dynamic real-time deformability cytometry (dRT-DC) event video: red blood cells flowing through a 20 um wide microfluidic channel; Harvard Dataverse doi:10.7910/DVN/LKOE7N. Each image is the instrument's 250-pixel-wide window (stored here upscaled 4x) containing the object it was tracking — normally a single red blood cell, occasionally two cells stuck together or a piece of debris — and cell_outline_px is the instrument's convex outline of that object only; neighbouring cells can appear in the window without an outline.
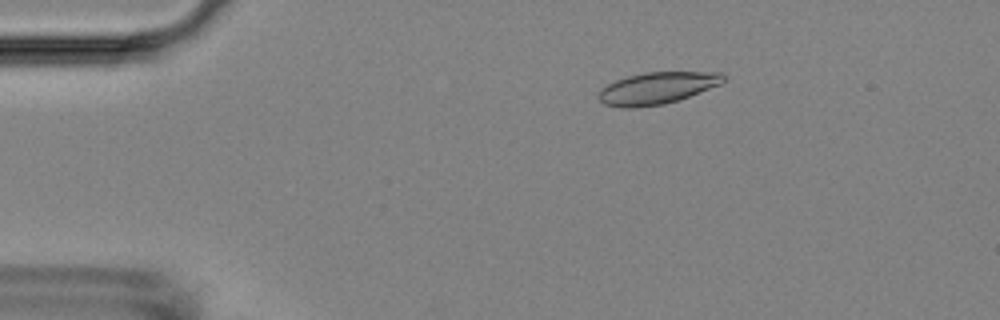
{"species": "Egyptian fruit bat (a non-hibernating species)", "species_latin": "Rousettus aegyptiacus", "temperature_condition": "room temperature", "stored_images_in_passage": 49, "camera_frame_rate_fps": 3000, "um_per_image_px": 0.085, "animal": {"sex": "female"}, "frame": {"image": 1, "passage_image": 5, "time_ms": 1.333, "image_size_px": [1000, 320], "cell_outline_px": [[724, 80], [720, 84], [680, 100], [664, 104], [636, 108], [620, 108], [604, 104], [596, 96], [600, 88], [616, 80], [628, 76], [644, 72], [724, 72]], "centroid_in_image_um": [55.82, 7.5], "position_along_channel_um": 29.2, "area_um2": 23.41}}
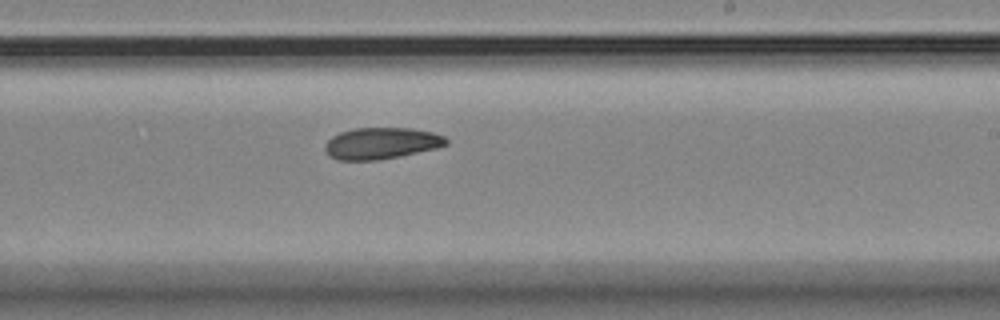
{"frame": {"image": 2, "passage_image": 28, "time_ms": 9.0, "image_size_px": [1000, 320], "cell_outline_px": [[448, 144], [436, 148], [376, 160], [336, 160], [328, 156], [324, 148], [324, 144], [332, 136], [340, 132], [352, 128], [412, 128], [432, 132], [444, 136], [448, 140]], "centroid_in_image_um": [32.36, 12.17], "position_along_channel_um": 256.6, "area_um2": 22.2}}
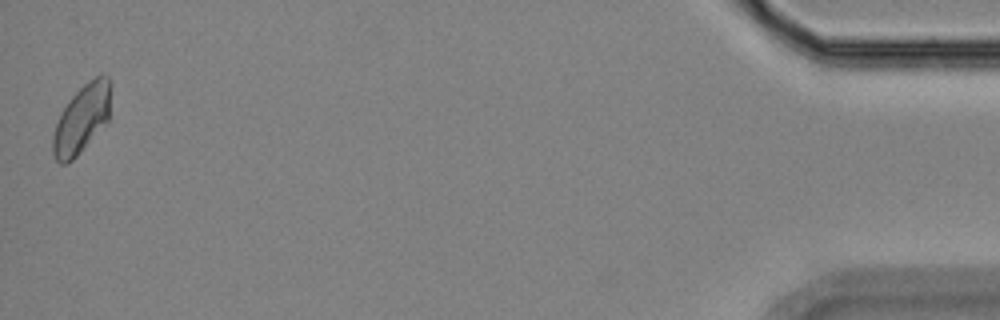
{"frame": {"image": 3, "passage_image": 49, "time_ms": 16.0, "image_size_px": [1000, 320], "cell_outline_px": [[112, 88], [108, 120], [76, 156], [68, 164], [60, 164], [56, 160], [52, 152], [52, 136], [60, 112], [68, 100], [88, 80], [104, 72], [108, 76], [112, 84]], "centroid_in_image_um": [6.95, 10.05], "position_along_channel_um": 428.2, "area_um2": 23.29}, "authors_computed_cell_mechanics": {"area_um2": 22.7154, "velocity_mm_per_s": 3.7007, "shape_relaxation_time_tau1_ms": null, "shape_relaxation_time_tau2_ms": 6.8602, "deformation_change_tau1": null, "deformation_change_tau2": 0.1055}}